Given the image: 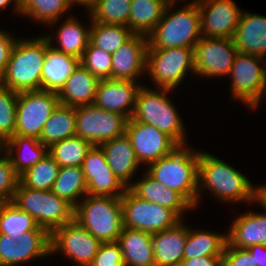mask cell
<instances>
[{
	"label": "cell",
	"instance_id": "obj_12",
	"mask_svg": "<svg viewBox=\"0 0 266 266\" xmlns=\"http://www.w3.org/2000/svg\"><path fill=\"white\" fill-rule=\"evenodd\" d=\"M76 136L100 145L103 142L123 136L128 118L92 105L75 108Z\"/></svg>",
	"mask_w": 266,
	"mask_h": 266
},
{
	"label": "cell",
	"instance_id": "obj_16",
	"mask_svg": "<svg viewBox=\"0 0 266 266\" xmlns=\"http://www.w3.org/2000/svg\"><path fill=\"white\" fill-rule=\"evenodd\" d=\"M125 134L131 142L138 163L144 165V168L170 154L178 147L169 136L154 126L132 118L127 121Z\"/></svg>",
	"mask_w": 266,
	"mask_h": 266
},
{
	"label": "cell",
	"instance_id": "obj_52",
	"mask_svg": "<svg viewBox=\"0 0 266 266\" xmlns=\"http://www.w3.org/2000/svg\"><path fill=\"white\" fill-rule=\"evenodd\" d=\"M5 152V142L0 139V155Z\"/></svg>",
	"mask_w": 266,
	"mask_h": 266
},
{
	"label": "cell",
	"instance_id": "obj_23",
	"mask_svg": "<svg viewBox=\"0 0 266 266\" xmlns=\"http://www.w3.org/2000/svg\"><path fill=\"white\" fill-rule=\"evenodd\" d=\"M138 178L128 188L139 198L167 207L181 219H185L188 211L196 212L195 208L181 194L157 182L145 171Z\"/></svg>",
	"mask_w": 266,
	"mask_h": 266
},
{
	"label": "cell",
	"instance_id": "obj_22",
	"mask_svg": "<svg viewBox=\"0 0 266 266\" xmlns=\"http://www.w3.org/2000/svg\"><path fill=\"white\" fill-rule=\"evenodd\" d=\"M255 204L264 210L257 212L256 209H251L242 214L238 213L228 226L227 240L231 246L241 249L253 245L266 246V209L257 201Z\"/></svg>",
	"mask_w": 266,
	"mask_h": 266
},
{
	"label": "cell",
	"instance_id": "obj_6",
	"mask_svg": "<svg viewBox=\"0 0 266 266\" xmlns=\"http://www.w3.org/2000/svg\"><path fill=\"white\" fill-rule=\"evenodd\" d=\"M74 220L102 243L117 241L123 229L121 198L86 195L75 207Z\"/></svg>",
	"mask_w": 266,
	"mask_h": 266
},
{
	"label": "cell",
	"instance_id": "obj_29",
	"mask_svg": "<svg viewBox=\"0 0 266 266\" xmlns=\"http://www.w3.org/2000/svg\"><path fill=\"white\" fill-rule=\"evenodd\" d=\"M117 242L125 266H155L151 233L123 227Z\"/></svg>",
	"mask_w": 266,
	"mask_h": 266
},
{
	"label": "cell",
	"instance_id": "obj_2",
	"mask_svg": "<svg viewBox=\"0 0 266 266\" xmlns=\"http://www.w3.org/2000/svg\"><path fill=\"white\" fill-rule=\"evenodd\" d=\"M180 1L168 2L161 20L147 36L148 49L194 48L201 39V15L197 0H183V6H178Z\"/></svg>",
	"mask_w": 266,
	"mask_h": 266
},
{
	"label": "cell",
	"instance_id": "obj_7",
	"mask_svg": "<svg viewBox=\"0 0 266 266\" xmlns=\"http://www.w3.org/2000/svg\"><path fill=\"white\" fill-rule=\"evenodd\" d=\"M227 78L233 101L243 103L251 112L266 103L265 57L238 52Z\"/></svg>",
	"mask_w": 266,
	"mask_h": 266
},
{
	"label": "cell",
	"instance_id": "obj_41",
	"mask_svg": "<svg viewBox=\"0 0 266 266\" xmlns=\"http://www.w3.org/2000/svg\"><path fill=\"white\" fill-rule=\"evenodd\" d=\"M18 93L0 84V139L4 142L15 134Z\"/></svg>",
	"mask_w": 266,
	"mask_h": 266
},
{
	"label": "cell",
	"instance_id": "obj_35",
	"mask_svg": "<svg viewBox=\"0 0 266 266\" xmlns=\"http://www.w3.org/2000/svg\"><path fill=\"white\" fill-rule=\"evenodd\" d=\"M51 191L75 208L87 195L82 167H60Z\"/></svg>",
	"mask_w": 266,
	"mask_h": 266
},
{
	"label": "cell",
	"instance_id": "obj_10",
	"mask_svg": "<svg viewBox=\"0 0 266 266\" xmlns=\"http://www.w3.org/2000/svg\"><path fill=\"white\" fill-rule=\"evenodd\" d=\"M123 227L151 234L173 227L182 219L171 209L136 196L129 188L121 197Z\"/></svg>",
	"mask_w": 266,
	"mask_h": 266
},
{
	"label": "cell",
	"instance_id": "obj_47",
	"mask_svg": "<svg viewBox=\"0 0 266 266\" xmlns=\"http://www.w3.org/2000/svg\"><path fill=\"white\" fill-rule=\"evenodd\" d=\"M179 266H222V256H199L183 259Z\"/></svg>",
	"mask_w": 266,
	"mask_h": 266
},
{
	"label": "cell",
	"instance_id": "obj_38",
	"mask_svg": "<svg viewBox=\"0 0 266 266\" xmlns=\"http://www.w3.org/2000/svg\"><path fill=\"white\" fill-rule=\"evenodd\" d=\"M134 33L123 25L91 22L90 42L97 48L112 54L126 43Z\"/></svg>",
	"mask_w": 266,
	"mask_h": 266
},
{
	"label": "cell",
	"instance_id": "obj_14",
	"mask_svg": "<svg viewBox=\"0 0 266 266\" xmlns=\"http://www.w3.org/2000/svg\"><path fill=\"white\" fill-rule=\"evenodd\" d=\"M237 53L232 38L201 37L194 46V76L207 80L228 77Z\"/></svg>",
	"mask_w": 266,
	"mask_h": 266
},
{
	"label": "cell",
	"instance_id": "obj_13",
	"mask_svg": "<svg viewBox=\"0 0 266 266\" xmlns=\"http://www.w3.org/2000/svg\"><path fill=\"white\" fill-rule=\"evenodd\" d=\"M59 104L58 94L49 91L18 93L15 134L40 139L45 122Z\"/></svg>",
	"mask_w": 266,
	"mask_h": 266
},
{
	"label": "cell",
	"instance_id": "obj_42",
	"mask_svg": "<svg viewBox=\"0 0 266 266\" xmlns=\"http://www.w3.org/2000/svg\"><path fill=\"white\" fill-rule=\"evenodd\" d=\"M80 64L100 80L111 79L112 54L95 47L90 41L80 59Z\"/></svg>",
	"mask_w": 266,
	"mask_h": 266
},
{
	"label": "cell",
	"instance_id": "obj_44",
	"mask_svg": "<svg viewBox=\"0 0 266 266\" xmlns=\"http://www.w3.org/2000/svg\"><path fill=\"white\" fill-rule=\"evenodd\" d=\"M89 266H125L119 243L103 242Z\"/></svg>",
	"mask_w": 266,
	"mask_h": 266
},
{
	"label": "cell",
	"instance_id": "obj_9",
	"mask_svg": "<svg viewBox=\"0 0 266 266\" xmlns=\"http://www.w3.org/2000/svg\"><path fill=\"white\" fill-rule=\"evenodd\" d=\"M12 202L30 214L50 234L74 220L75 208L51 190L26 188L18 183Z\"/></svg>",
	"mask_w": 266,
	"mask_h": 266
},
{
	"label": "cell",
	"instance_id": "obj_34",
	"mask_svg": "<svg viewBox=\"0 0 266 266\" xmlns=\"http://www.w3.org/2000/svg\"><path fill=\"white\" fill-rule=\"evenodd\" d=\"M75 135V107L58 104L45 122L39 140L48 148L53 143Z\"/></svg>",
	"mask_w": 266,
	"mask_h": 266
},
{
	"label": "cell",
	"instance_id": "obj_1",
	"mask_svg": "<svg viewBox=\"0 0 266 266\" xmlns=\"http://www.w3.org/2000/svg\"><path fill=\"white\" fill-rule=\"evenodd\" d=\"M249 176L219 159L216 155L200 150L198 177V206L207 191L211 197L222 205L238 203L254 205L256 202L257 185ZM206 191V192H204Z\"/></svg>",
	"mask_w": 266,
	"mask_h": 266
},
{
	"label": "cell",
	"instance_id": "obj_28",
	"mask_svg": "<svg viewBox=\"0 0 266 266\" xmlns=\"http://www.w3.org/2000/svg\"><path fill=\"white\" fill-rule=\"evenodd\" d=\"M79 64V58L60 52L49 45L41 73V90L58 94Z\"/></svg>",
	"mask_w": 266,
	"mask_h": 266
},
{
	"label": "cell",
	"instance_id": "obj_3",
	"mask_svg": "<svg viewBox=\"0 0 266 266\" xmlns=\"http://www.w3.org/2000/svg\"><path fill=\"white\" fill-rule=\"evenodd\" d=\"M199 157L200 148H191V144L178 146L149 164L144 171L157 182L177 191L197 210Z\"/></svg>",
	"mask_w": 266,
	"mask_h": 266
},
{
	"label": "cell",
	"instance_id": "obj_48",
	"mask_svg": "<svg viewBox=\"0 0 266 266\" xmlns=\"http://www.w3.org/2000/svg\"><path fill=\"white\" fill-rule=\"evenodd\" d=\"M247 250L253 256L254 265L266 266V246L265 245H253L247 248Z\"/></svg>",
	"mask_w": 266,
	"mask_h": 266
},
{
	"label": "cell",
	"instance_id": "obj_21",
	"mask_svg": "<svg viewBox=\"0 0 266 266\" xmlns=\"http://www.w3.org/2000/svg\"><path fill=\"white\" fill-rule=\"evenodd\" d=\"M87 18L89 19L87 25H85L81 19L77 18V15L73 14L66 15L63 22L61 20L55 21L49 24L47 27L59 26L56 30L49 33L46 32L43 35L47 38L49 44L63 52L65 54H69L75 56L79 59L82 58L84 50L87 48V45L90 41V27L92 18L88 10L86 9ZM79 19V20H78ZM61 21V22H60ZM60 23V25H58ZM49 33V34H48ZM54 34V35H53ZM57 42V43H56Z\"/></svg>",
	"mask_w": 266,
	"mask_h": 266
},
{
	"label": "cell",
	"instance_id": "obj_40",
	"mask_svg": "<svg viewBox=\"0 0 266 266\" xmlns=\"http://www.w3.org/2000/svg\"><path fill=\"white\" fill-rule=\"evenodd\" d=\"M87 10L93 22L127 26L131 0H96Z\"/></svg>",
	"mask_w": 266,
	"mask_h": 266
},
{
	"label": "cell",
	"instance_id": "obj_25",
	"mask_svg": "<svg viewBox=\"0 0 266 266\" xmlns=\"http://www.w3.org/2000/svg\"><path fill=\"white\" fill-rule=\"evenodd\" d=\"M232 39L238 52L266 58V15L243 9Z\"/></svg>",
	"mask_w": 266,
	"mask_h": 266
},
{
	"label": "cell",
	"instance_id": "obj_36",
	"mask_svg": "<svg viewBox=\"0 0 266 266\" xmlns=\"http://www.w3.org/2000/svg\"><path fill=\"white\" fill-rule=\"evenodd\" d=\"M92 146L90 142L75 135L53 143L48 147V153L59 167H81Z\"/></svg>",
	"mask_w": 266,
	"mask_h": 266
},
{
	"label": "cell",
	"instance_id": "obj_31",
	"mask_svg": "<svg viewBox=\"0 0 266 266\" xmlns=\"http://www.w3.org/2000/svg\"><path fill=\"white\" fill-rule=\"evenodd\" d=\"M211 231L201 228H192L189 225L188 235L184 248V259L202 256H222L228 242L227 231Z\"/></svg>",
	"mask_w": 266,
	"mask_h": 266
},
{
	"label": "cell",
	"instance_id": "obj_18",
	"mask_svg": "<svg viewBox=\"0 0 266 266\" xmlns=\"http://www.w3.org/2000/svg\"><path fill=\"white\" fill-rule=\"evenodd\" d=\"M197 3L201 37L233 38L243 10L241 6L233 0H197Z\"/></svg>",
	"mask_w": 266,
	"mask_h": 266
},
{
	"label": "cell",
	"instance_id": "obj_39",
	"mask_svg": "<svg viewBox=\"0 0 266 266\" xmlns=\"http://www.w3.org/2000/svg\"><path fill=\"white\" fill-rule=\"evenodd\" d=\"M59 165L47 152L46 155L33 167L19 176V183L36 190H51L57 178Z\"/></svg>",
	"mask_w": 266,
	"mask_h": 266
},
{
	"label": "cell",
	"instance_id": "obj_17",
	"mask_svg": "<svg viewBox=\"0 0 266 266\" xmlns=\"http://www.w3.org/2000/svg\"><path fill=\"white\" fill-rule=\"evenodd\" d=\"M81 167L87 195L121 198L128 189L107 164L105 153L99 145L91 147Z\"/></svg>",
	"mask_w": 266,
	"mask_h": 266
},
{
	"label": "cell",
	"instance_id": "obj_33",
	"mask_svg": "<svg viewBox=\"0 0 266 266\" xmlns=\"http://www.w3.org/2000/svg\"><path fill=\"white\" fill-rule=\"evenodd\" d=\"M74 6L72 0H20L21 17L43 26L64 19Z\"/></svg>",
	"mask_w": 266,
	"mask_h": 266
},
{
	"label": "cell",
	"instance_id": "obj_37",
	"mask_svg": "<svg viewBox=\"0 0 266 266\" xmlns=\"http://www.w3.org/2000/svg\"><path fill=\"white\" fill-rule=\"evenodd\" d=\"M27 231H47L12 201L0 203V234H23Z\"/></svg>",
	"mask_w": 266,
	"mask_h": 266
},
{
	"label": "cell",
	"instance_id": "obj_4",
	"mask_svg": "<svg viewBox=\"0 0 266 266\" xmlns=\"http://www.w3.org/2000/svg\"><path fill=\"white\" fill-rule=\"evenodd\" d=\"M42 34L17 38L11 50L0 84L17 93L41 90V73L49 46Z\"/></svg>",
	"mask_w": 266,
	"mask_h": 266
},
{
	"label": "cell",
	"instance_id": "obj_11",
	"mask_svg": "<svg viewBox=\"0 0 266 266\" xmlns=\"http://www.w3.org/2000/svg\"><path fill=\"white\" fill-rule=\"evenodd\" d=\"M51 256L62 254L72 266H89L98 253L101 241L75 220L56 228L50 234Z\"/></svg>",
	"mask_w": 266,
	"mask_h": 266
},
{
	"label": "cell",
	"instance_id": "obj_27",
	"mask_svg": "<svg viewBox=\"0 0 266 266\" xmlns=\"http://www.w3.org/2000/svg\"><path fill=\"white\" fill-rule=\"evenodd\" d=\"M99 82V78L79 64L58 93L59 104L75 108L92 105Z\"/></svg>",
	"mask_w": 266,
	"mask_h": 266
},
{
	"label": "cell",
	"instance_id": "obj_32",
	"mask_svg": "<svg viewBox=\"0 0 266 266\" xmlns=\"http://www.w3.org/2000/svg\"><path fill=\"white\" fill-rule=\"evenodd\" d=\"M168 0H131L127 27L134 33L148 36L161 20Z\"/></svg>",
	"mask_w": 266,
	"mask_h": 266
},
{
	"label": "cell",
	"instance_id": "obj_43",
	"mask_svg": "<svg viewBox=\"0 0 266 266\" xmlns=\"http://www.w3.org/2000/svg\"><path fill=\"white\" fill-rule=\"evenodd\" d=\"M19 183V176L16 174L11 160L4 152L0 155V203L13 200Z\"/></svg>",
	"mask_w": 266,
	"mask_h": 266
},
{
	"label": "cell",
	"instance_id": "obj_45",
	"mask_svg": "<svg viewBox=\"0 0 266 266\" xmlns=\"http://www.w3.org/2000/svg\"><path fill=\"white\" fill-rule=\"evenodd\" d=\"M247 249L231 246L228 242L222 255V266H256Z\"/></svg>",
	"mask_w": 266,
	"mask_h": 266
},
{
	"label": "cell",
	"instance_id": "obj_5",
	"mask_svg": "<svg viewBox=\"0 0 266 266\" xmlns=\"http://www.w3.org/2000/svg\"><path fill=\"white\" fill-rule=\"evenodd\" d=\"M172 92L170 89L151 88L144 83L138 91L131 118L154 126L178 146L188 145L187 127L169 95Z\"/></svg>",
	"mask_w": 266,
	"mask_h": 266
},
{
	"label": "cell",
	"instance_id": "obj_50",
	"mask_svg": "<svg viewBox=\"0 0 266 266\" xmlns=\"http://www.w3.org/2000/svg\"><path fill=\"white\" fill-rule=\"evenodd\" d=\"M256 201L266 209V184L257 185Z\"/></svg>",
	"mask_w": 266,
	"mask_h": 266
},
{
	"label": "cell",
	"instance_id": "obj_24",
	"mask_svg": "<svg viewBox=\"0 0 266 266\" xmlns=\"http://www.w3.org/2000/svg\"><path fill=\"white\" fill-rule=\"evenodd\" d=\"M182 219L173 227L152 234L155 266H179L188 235V225Z\"/></svg>",
	"mask_w": 266,
	"mask_h": 266
},
{
	"label": "cell",
	"instance_id": "obj_26",
	"mask_svg": "<svg viewBox=\"0 0 266 266\" xmlns=\"http://www.w3.org/2000/svg\"><path fill=\"white\" fill-rule=\"evenodd\" d=\"M99 146L104 151L107 164L113 173L129 187L139 174L138 170L142 169L129 138L124 134Z\"/></svg>",
	"mask_w": 266,
	"mask_h": 266
},
{
	"label": "cell",
	"instance_id": "obj_46",
	"mask_svg": "<svg viewBox=\"0 0 266 266\" xmlns=\"http://www.w3.org/2000/svg\"><path fill=\"white\" fill-rule=\"evenodd\" d=\"M18 37H15L14 33L0 28V78L6 69L11 50Z\"/></svg>",
	"mask_w": 266,
	"mask_h": 266
},
{
	"label": "cell",
	"instance_id": "obj_30",
	"mask_svg": "<svg viewBox=\"0 0 266 266\" xmlns=\"http://www.w3.org/2000/svg\"><path fill=\"white\" fill-rule=\"evenodd\" d=\"M48 152L37 138L14 134L5 142V153L18 176L35 166Z\"/></svg>",
	"mask_w": 266,
	"mask_h": 266
},
{
	"label": "cell",
	"instance_id": "obj_51",
	"mask_svg": "<svg viewBox=\"0 0 266 266\" xmlns=\"http://www.w3.org/2000/svg\"><path fill=\"white\" fill-rule=\"evenodd\" d=\"M96 0H72L75 7H84V11L89 8ZM77 5V6H76Z\"/></svg>",
	"mask_w": 266,
	"mask_h": 266
},
{
	"label": "cell",
	"instance_id": "obj_8",
	"mask_svg": "<svg viewBox=\"0 0 266 266\" xmlns=\"http://www.w3.org/2000/svg\"><path fill=\"white\" fill-rule=\"evenodd\" d=\"M188 74H195L194 48L147 49L146 77L152 88L178 90Z\"/></svg>",
	"mask_w": 266,
	"mask_h": 266
},
{
	"label": "cell",
	"instance_id": "obj_19",
	"mask_svg": "<svg viewBox=\"0 0 266 266\" xmlns=\"http://www.w3.org/2000/svg\"><path fill=\"white\" fill-rule=\"evenodd\" d=\"M148 37L134 34L112 53L111 79L140 82L146 76Z\"/></svg>",
	"mask_w": 266,
	"mask_h": 266
},
{
	"label": "cell",
	"instance_id": "obj_20",
	"mask_svg": "<svg viewBox=\"0 0 266 266\" xmlns=\"http://www.w3.org/2000/svg\"><path fill=\"white\" fill-rule=\"evenodd\" d=\"M143 83L120 79L100 80L93 105L130 119Z\"/></svg>",
	"mask_w": 266,
	"mask_h": 266
},
{
	"label": "cell",
	"instance_id": "obj_15",
	"mask_svg": "<svg viewBox=\"0 0 266 266\" xmlns=\"http://www.w3.org/2000/svg\"><path fill=\"white\" fill-rule=\"evenodd\" d=\"M51 241L48 231H27L23 234H0V266H19L48 258Z\"/></svg>",
	"mask_w": 266,
	"mask_h": 266
},
{
	"label": "cell",
	"instance_id": "obj_49",
	"mask_svg": "<svg viewBox=\"0 0 266 266\" xmlns=\"http://www.w3.org/2000/svg\"><path fill=\"white\" fill-rule=\"evenodd\" d=\"M12 4V5H11ZM12 6L13 12L16 16H21L20 10V0H0V11L7 9V7Z\"/></svg>",
	"mask_w": 266,
	"mask_h": 266
}]
</instances>
